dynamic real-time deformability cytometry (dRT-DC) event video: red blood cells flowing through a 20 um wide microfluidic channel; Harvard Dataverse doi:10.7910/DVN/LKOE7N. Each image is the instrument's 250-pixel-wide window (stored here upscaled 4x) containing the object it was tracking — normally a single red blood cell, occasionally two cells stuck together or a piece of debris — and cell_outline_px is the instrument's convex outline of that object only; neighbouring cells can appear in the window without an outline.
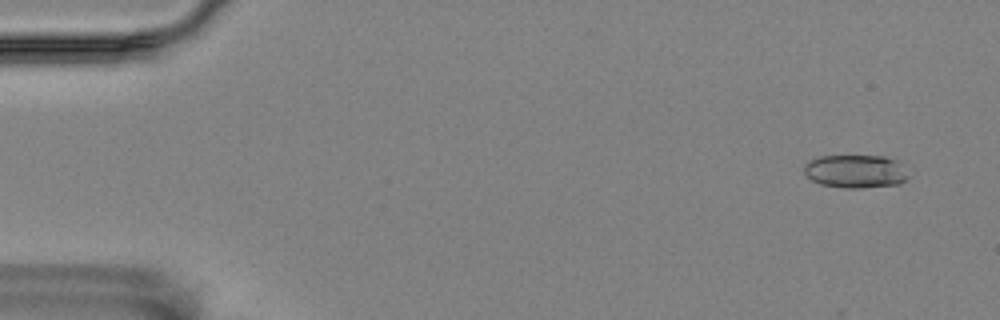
{"species": "Egyptian fruit bat (a non-hibernating species)", "species_latin": "Rousettus aegyptiacus", "temperature_condition": "room temperature", "stored_images_in_passage": 57, "camera_frame_rate_fps": 3000, "um_per_image_px": 0.085, "animal": {"sex": "female"}, "frame": {"image": 1, "passage_image": 4, "time_ms": 1.0, "image_size_px": [1000, 320], "cell_outline_px": [[908, 176], [900, 184], [864, 188], [844, 188], [820, 184], [812, 180], [804, 172], [804, 164], [820, 156], [884, 156], [896, 160]], "centroid_in_image_um": [72.69, 14.57], "position_along_channel_um": 12.3, "area_um2": 20.0}}
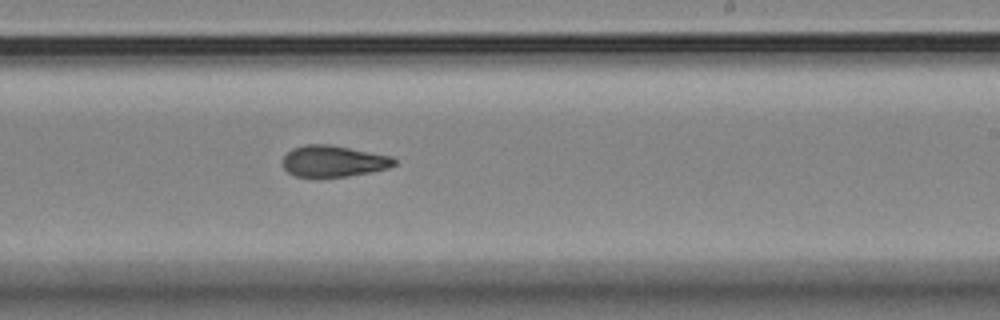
{"frame": {"image": 2, "passage_image": 35, "time_ms": 11.333, "image_size_px": [1000, 320], "cell_outline_px": [[396, 164], [388, 168], [372, 172], [348, 176], [296, 176], [288, 172], [284, 168], [280, 160], [292, 148], [304, 144], [332, 144], [392, 156], [396, 160]], "centroid_in_image_um": [28.34, 13.68], "position_along_channel_um": 260.7, "area_um2": 20.52}}
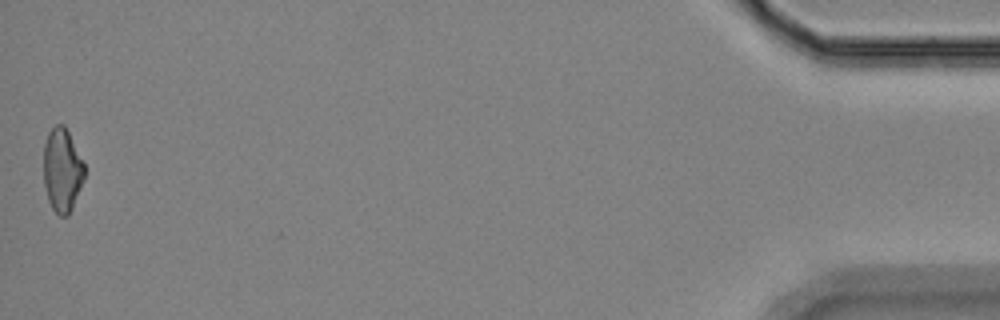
{"frame": {"image": 3, "passage_image": 57, "time_ms": 18.667, "image_size_px": [1000, 320], "cell_outline_px": [[84, 176], [72, 208], [68, 216], [60, 216], [52, 208], [48, 200], [44, 184], [44, 144], [48, 132], [56, 124], [64, 124], [84, 164]], "centroid_in_image_um": [5.26, 14.45], "position_along_channel_um": 429.9, "area_um2": 19.59}, "authors_computed_cell_mechanics": {"area_um2": 20.7502, "velocity_mm_per_s": 3.5393, "shape_relaxation_time_tau1_ms": 7.7656, "shape_relaxation_time_tau2_ms": 4.1441, "deformation_change_tau1": 0.1587, "deformation_change_tau2": 0.1161}}